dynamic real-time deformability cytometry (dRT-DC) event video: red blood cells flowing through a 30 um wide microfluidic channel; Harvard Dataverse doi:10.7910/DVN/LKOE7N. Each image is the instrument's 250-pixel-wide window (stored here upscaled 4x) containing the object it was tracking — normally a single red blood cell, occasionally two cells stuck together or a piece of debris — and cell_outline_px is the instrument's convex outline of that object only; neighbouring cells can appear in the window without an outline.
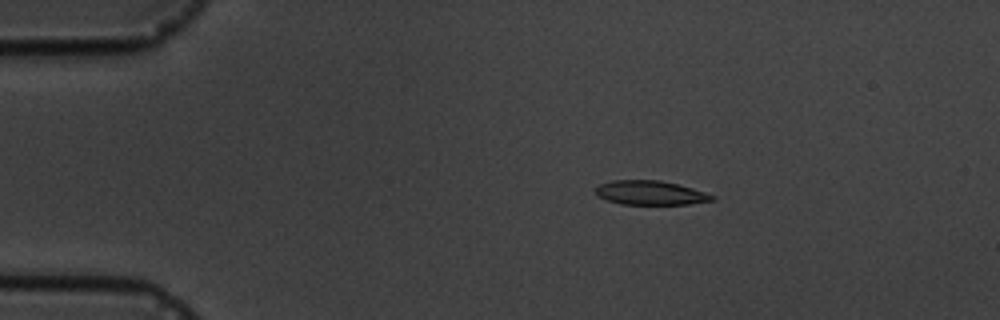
{"species": "common noctule bat (a hibernating species)", "species_latin": "Nyctalus noctula", "temperature_condition": "cold", "stored_images_in_passage": 4, "camera_frame_rate_fps": 3000, "um_per_image_px": 0.085, "animal": {"sex": "male", "body_mass_g": 19.5, "forearm_length_mm": 54.6}, "frame": {"image": 1, "passage_image": 1, "time_ms": 0.0, "image_size_px": [1000, 320], "cell_outline_px": [[716, 200], [688, 204], [620, 204], [604, 200], [596, 196], [596, 188], [600, 184], [612, 180], [660, 180], [692, 188], [716, 196]], "centroid_in_image_um": [55.26, 16.39], "position_along_channel_um": 29.7, "area_um2": 16.47}}
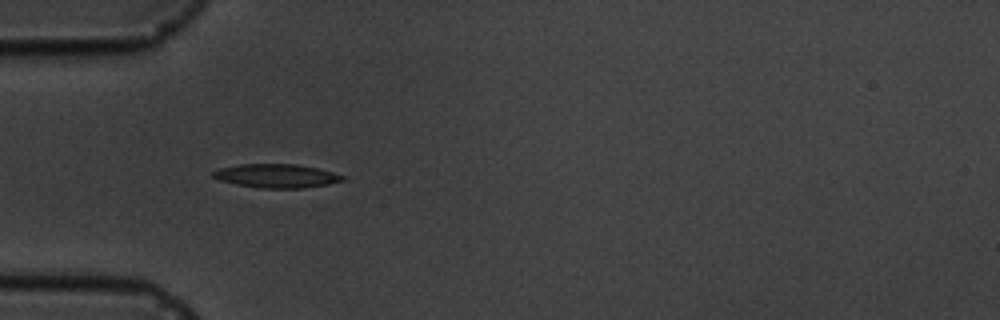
{"frame": {"image": 2, "passage_image": 3, "time_ms": 2.333, "image_size_px": [1000, 320], "cell_outline_px": [[348, 180], [328, 184], [304, 188], [260, 188], [236, 184], [220, 180], [212, 176], [212, 172], [216, 168], [240, 164], [296, 164], [316, 168], [348, 176]], "centroid_in_image_um": [23.53, 14.95], "position_along_channel_um": 61.5, "area_um2": 18.09}}
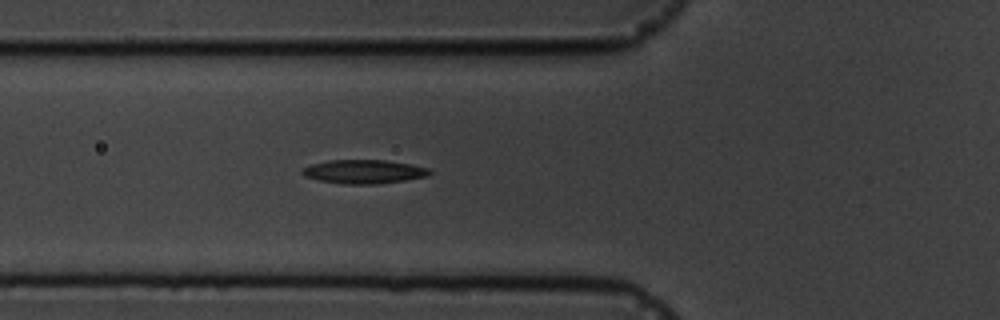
{"frame": {"image": 3, "passage_image": 4, "time_ms": 3.333, "image_size_px": [1000, 320], "cell_outline_px": [[432, 172], [424, 176], [404, 180], [376, 184], [344, 184], [320, 180], [304, 176], [300, 172], [300, 168], [312, 164], [328, 160], [388, 160], [428, 168]], "centroid_in_image_um": [30.86, 14.58], "position_along_channel_um": 94.9, "area_um2": 17.51}}